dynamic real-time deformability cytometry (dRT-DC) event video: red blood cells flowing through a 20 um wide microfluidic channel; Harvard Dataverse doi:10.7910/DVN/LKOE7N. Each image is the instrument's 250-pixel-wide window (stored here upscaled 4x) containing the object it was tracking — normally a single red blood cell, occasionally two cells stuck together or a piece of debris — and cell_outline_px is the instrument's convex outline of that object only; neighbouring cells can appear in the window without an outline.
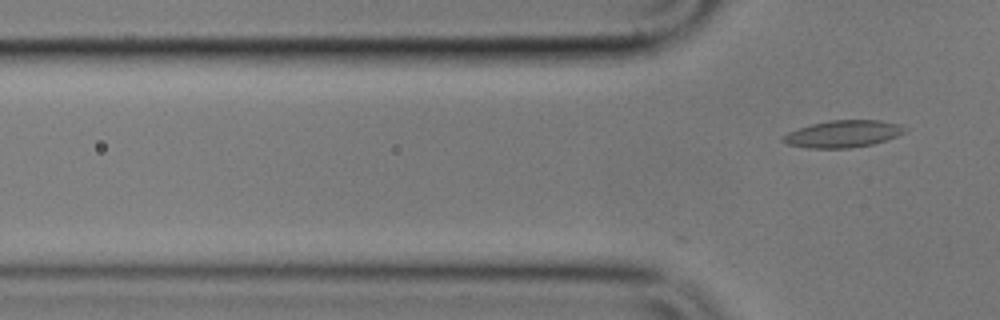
{"species": "common noctule bat (a hibernating species)", "species_latin": "Nyctalus noctula", "temperature_condition": "cold", "stored_images_in_passage": 16, "camera_frame_rate_fps": 3000, "um_per_image_px": 0.085, "animal": {"sex": "male", "body_mass_g": 17.9}, "frame": {"image": 1, "passage_image": 16, "time_ms": 5.0, "image_size_px": [1000, 320], "cell_outline_px": [[908, 128], [904, 132], [888, 140], [872, 144], [848, 148], [808, 148], [788, 144], [780, 140], [780, 136], [788, 132], [812, 124], [832, 120], [880, 120], [900, 124]], "centroid_in_image_um": [71.66, 11.38], "position_along_channel_um": 54.1, "area_um2": 19.19}}